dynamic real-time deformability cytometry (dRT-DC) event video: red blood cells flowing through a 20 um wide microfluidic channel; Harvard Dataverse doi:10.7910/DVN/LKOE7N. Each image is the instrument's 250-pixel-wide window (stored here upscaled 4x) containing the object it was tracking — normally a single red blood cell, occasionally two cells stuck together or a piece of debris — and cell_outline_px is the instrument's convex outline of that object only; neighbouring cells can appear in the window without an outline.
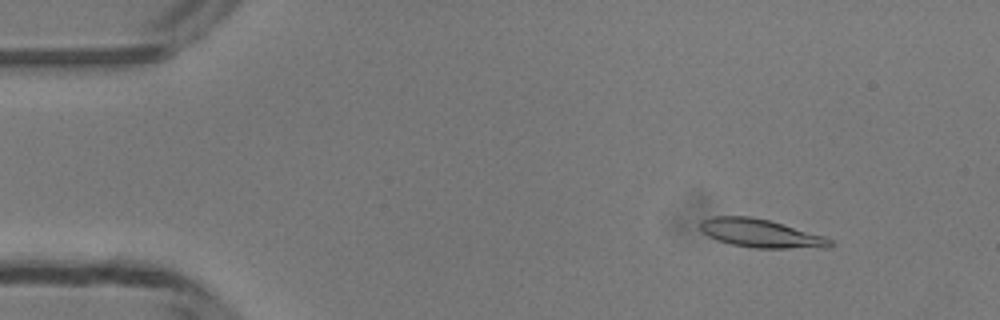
{"species": "common noctule bat (a hibernating species)", "species_latin": "Nyctalus noctula", "temperature_condition": "room temperature", "stored_images_in_passage": 49, "camera_frame_rate_fps": 3000, "um_per_image_px": 0.085, "animal": {"sex": "male", "body_mass_g": 13.3}, "frame": {"image": 1, "passage_image": 6, "time_ms": 1.667, "image_size_px": [1000, 320], "cell_outline_px": [[832, 244], [828, 248], [756, 248], [732, 244], [716, 240], [708, 236], [700, 228], [700, 220], [712, 216], [752, 216], [768, 220], [824, 236], [832, 240]], "centroid_in_image_um": [64.64, 19.83], "position_along_channel_um": 20.4, "area_um2": 21.39}}
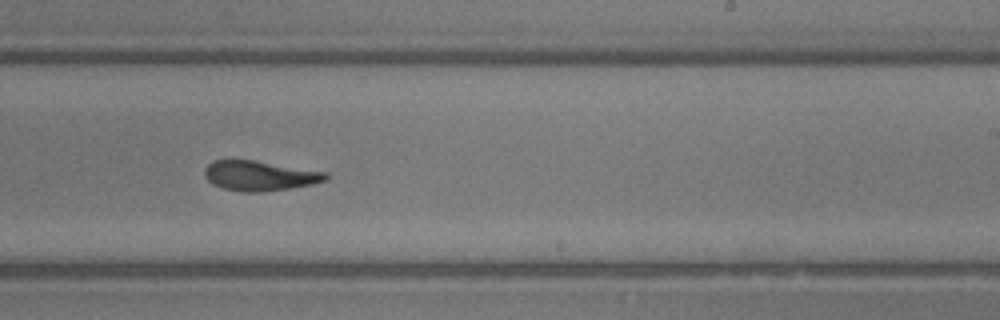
{"frame": {"image": 2, "passage_image": 30, "time_ms": 9.667, "image_size_px": [1000, 320], "cell_outline_px": [[328, 180], [312, 184], [264, 192], [244, 192], [224, 188], [212, 184], [204, 176], [204, 168], [212, 160], [252, 160], [324, 172], [328, 176]], "centroid_in_image_um": [22.02, 14.94], "position_along_channel_um": 267.0, "area_um2": 20.87}}
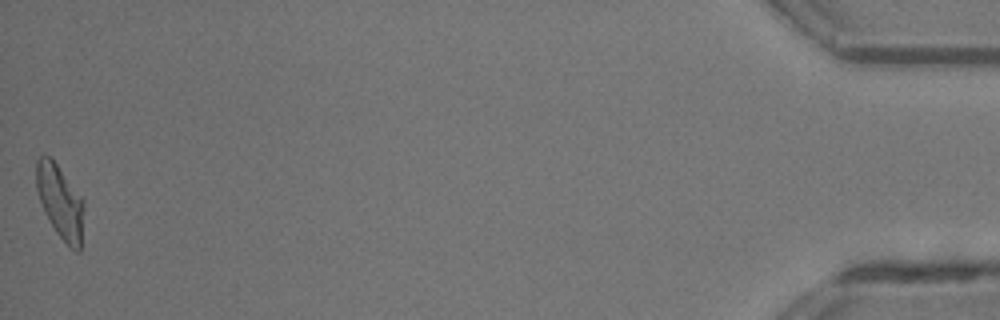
{"frame": {"image": 3, "passage_image": 49, "time_ms": 16.0, "image_size_px": [1000, 320], "cell_outline_px": [[84, 208], [80, 252], [76, 252], [56, 232], [44, 212], [36, 188], [36, 160], [40, 156], [52, 156], [84, 200]], "centroid_in_image_um": [5.12, 17.1], "position_along_channel_um": 430.1, "area_um2": 20.46}, "authors_computed_cell_mechanics": {"area_um2": 21.1548, "velocity_mm_per_s": 4.1864, "shape_relaxation_time_tau1_ms": null, "shape_relaxation_time_tau2_ms": 3.1522, "deformation_change_tau1": null, "deformation_change_tau2": 0.1141}}